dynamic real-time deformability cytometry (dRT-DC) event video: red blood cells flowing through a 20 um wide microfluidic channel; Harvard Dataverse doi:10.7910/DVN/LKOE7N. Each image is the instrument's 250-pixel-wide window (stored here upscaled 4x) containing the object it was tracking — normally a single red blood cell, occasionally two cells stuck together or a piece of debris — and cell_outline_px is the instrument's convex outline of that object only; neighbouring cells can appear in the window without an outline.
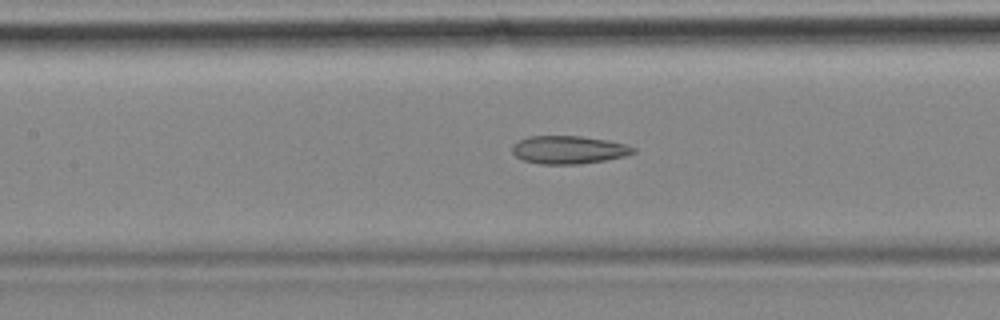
{"species": "common noctule bat (a hibernating species)", "species_latin": "Nyctalus noctula", "temperature_condition": "cold", "stored_images_in_passage": 55, "camera_frame_rate_fps": 3000, "um_per_image_px": 0.085, "animal": {"sex": "female", "body_mass_g": 18.4}, "frame": {"image": 1, "passage_image": 24, "time_ms": 7.667, "image_size_px": [1000, 320], "cell_outline_px": [[636, 152], [624, 156], [604, 160], [580, 164], [540, 164], [524, 160], [516, 156], [512, 152], [512, 144], [528, 136], [580, 136], [608, 140], [628, 144], [636, 148]], "centroid_in_image_um": [48.35, 12.72], "position_along_channel_um": 159.0, "area_um2": 19.83}, "authors_computed_cell_mechanics": {"area_um2": 21.0392, "velocity_mm_per_s": 3.5352, "shape_relaxation_time_tau1_ms": null, "shape_relaxation_time_tau2_ms": 5.5411, "deformation_change_tau1": null, "deformation_change_tau2": 0.1605}}